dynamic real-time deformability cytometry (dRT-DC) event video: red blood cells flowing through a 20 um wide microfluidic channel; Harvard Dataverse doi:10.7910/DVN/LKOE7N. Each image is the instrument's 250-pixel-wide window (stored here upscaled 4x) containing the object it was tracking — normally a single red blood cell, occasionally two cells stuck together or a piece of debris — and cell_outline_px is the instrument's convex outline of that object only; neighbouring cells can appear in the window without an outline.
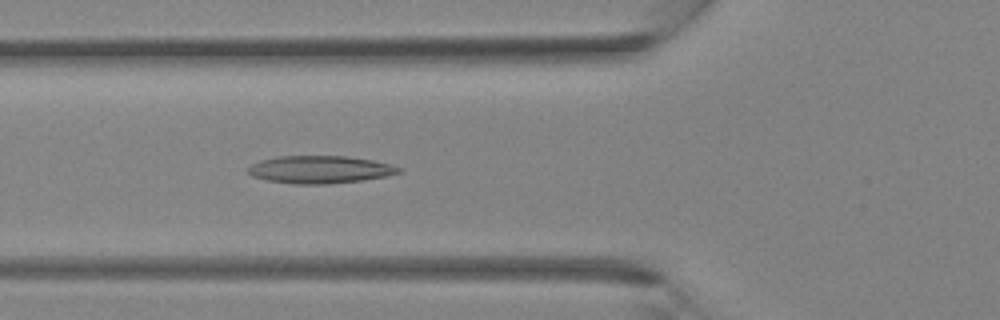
{"species": "Egyptian fruit bat (a non-hibernating species)", "species_latin": "Rousettus aegyptiacus", "temperature_condition": "room temperature", "stored_images_in_passage": 31, "camera_frame_rate_fps": 3000, "um_per_image_px": 0.085, "animal": {"sex": "female"}, "frame": {"image": 1, "passage_image": 7, "time_ms": 2.0, "image_size_px": [1000, 320], "cell_outline_px": [[404, 172], [384, 176], [360, 180], [328, 184], [296, 184], [268, 180], [252, 176], [248, 172], [248, 168], [252, 164], [260, 160], [276, 156], [348, 156], [372, 160], [392, 164], [404, 168]], "centroid_in_image_um": [27.23, 14.4], "position_along_channel_um": 98.6, "area_um2": 24.28}}
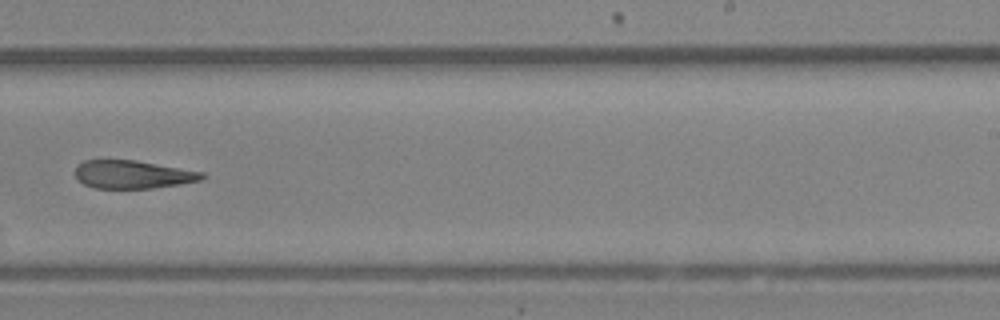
{"frame": {"image": 2, "passage_image": 17, "time_ms": 5.333, "image_size_px": [1000, 320], "cell_outline_px": [[204, 176], [200, 180], [152, 188], [96, 188], [84, 184], [76, 176], [76, 164], [84, 160], [104, 156], [136, 160], [204, 172]], "centroid_in_image_um": [11.18, 14.77], "position_along_channel_um": 277.8, "area_um2": 21.27}}
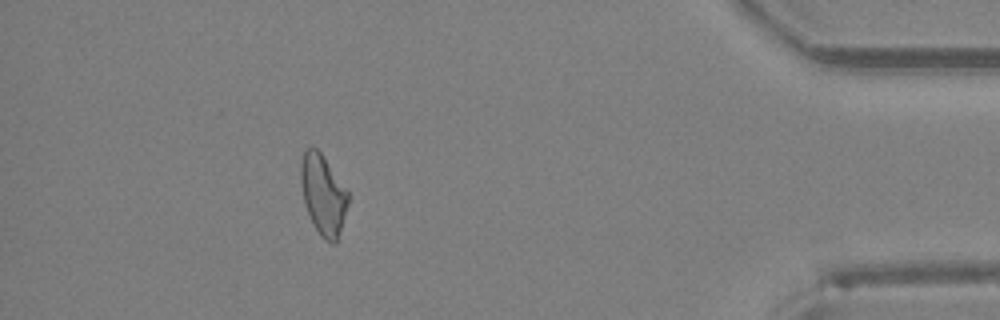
{"frame": {"image": 3, "passage_image": 27, "time_ms": 8.667, "image_size_px": [1000, 320], "cell_outline_px": [[348, 204], [336, 244], [332, 244], [324, 240], [320, 236], [304, 204], [300, 184], [300, 164], [304, 152], [308, 148], [316, 148], [320, 152], [348, 192]], "centroid_in_image_um": [27.45, 16.57], "position_along_channel_um": 407.8, "area_um2": 21.79}}